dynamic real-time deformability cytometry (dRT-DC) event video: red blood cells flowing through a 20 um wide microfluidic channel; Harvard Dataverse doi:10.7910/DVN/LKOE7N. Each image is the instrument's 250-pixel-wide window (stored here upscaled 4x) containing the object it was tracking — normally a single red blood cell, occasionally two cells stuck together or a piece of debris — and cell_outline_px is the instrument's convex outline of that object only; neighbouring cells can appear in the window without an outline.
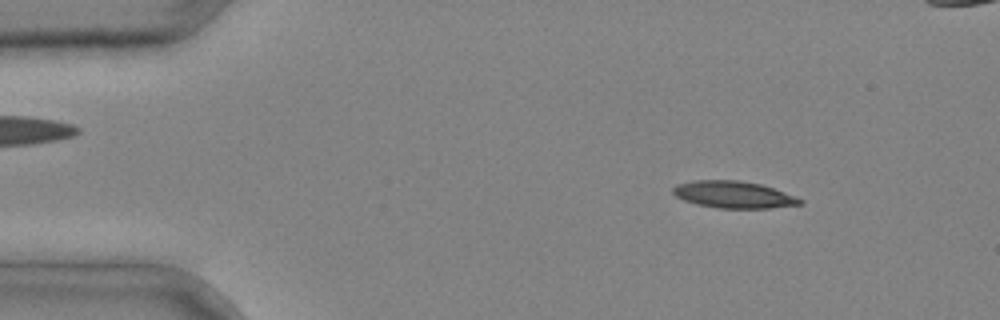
{"species": "common noctule bat (a hibernating species)", "species_latin": "Nyctalus noctula", "temperature_condition": "cold", "stored_images_in_passage": 4, "camera_frame_rate_fps": 3000, "um_per_image_px": 0.085, "animal": {"sex": "male", "body_mass_g": 20.4}, "frame": {"image": 1, "passage_image": 1, "time_ms": 0.0, "image_size_px": [1000, 320], "cell_outline_px": [[804, 204], [768, 208], [716, 208], [696, 204], [684, 200], [676, 196], [672, 192], [672, 188], [676, 184], [692, 180], [740, 180], [760, 184], [796, 196], [804, 200]], "centroid_in_image_um": [62.34, 16.54], "position_along_channel_um": 22.7, "area_um2": 20.06}}